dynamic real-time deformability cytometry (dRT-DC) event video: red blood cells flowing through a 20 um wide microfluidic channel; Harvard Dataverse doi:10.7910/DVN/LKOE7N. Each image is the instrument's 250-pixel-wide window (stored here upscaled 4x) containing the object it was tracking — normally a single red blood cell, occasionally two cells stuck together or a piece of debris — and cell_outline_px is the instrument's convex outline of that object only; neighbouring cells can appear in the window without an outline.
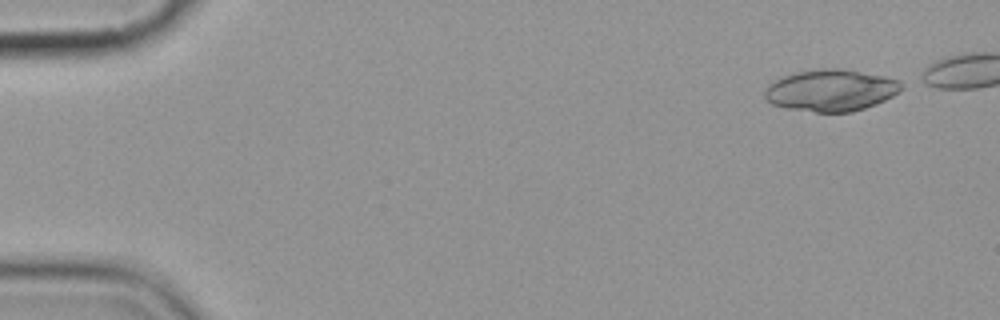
{"species": "common noctule bat (a hibernating species)", "species_latin": "Nyctalus noctula", "temperature_condition": "cold", "stored_images_in_passage": 6, "camera_frame_rate_fps": 3000, "um_per_image_px": 0.085, "animal": {"sex": "female", "body_mass_g": 19.9}, "frame": {"image": 1, "passage_image": 1, "time_ms": 0.0, "image_size_px": [1000, 320], "cell_outline_px": [[904, 88], [892, 96], [876, 104], [852, 112], [816, 112], [788, 108], [772, 104], [764, 96], [764, 92], [768, 84], [792, 72], [816, 68], [844, 68], [884, 76], [900, 80], [904, 84]], "centroid_in_image_um": [70.65, 7.66], "position_along_channel_um": 14.4, "area_um2": 33.52}}
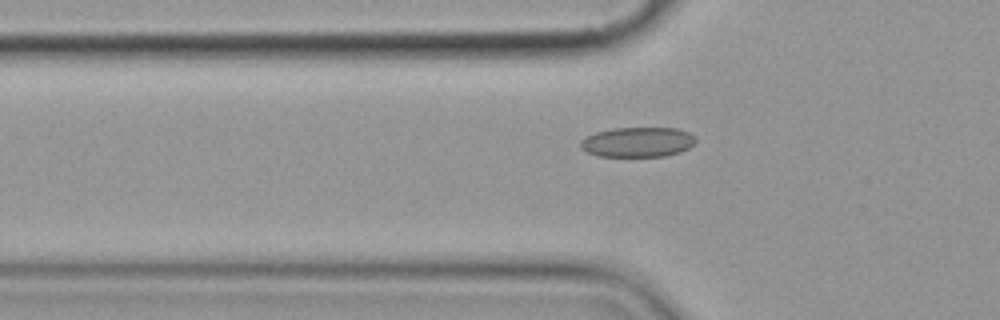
{"frame": {"image": 2, "passage_image": 6, "time_ms": 7.0, "image_size_px": [1000, 320], "cell_outline_px": [[696, 140], [688, 148], [680, 152], [664, 156], [600, 156], [588, 152], [580, 148], [580, 140], [596, 132], [612, 128], [676, 128], [688, 132]], "centroid_in_image_um": [54.18, 12.07], "position_along_channel_um": 71.6, "area_um2": 19.88}}